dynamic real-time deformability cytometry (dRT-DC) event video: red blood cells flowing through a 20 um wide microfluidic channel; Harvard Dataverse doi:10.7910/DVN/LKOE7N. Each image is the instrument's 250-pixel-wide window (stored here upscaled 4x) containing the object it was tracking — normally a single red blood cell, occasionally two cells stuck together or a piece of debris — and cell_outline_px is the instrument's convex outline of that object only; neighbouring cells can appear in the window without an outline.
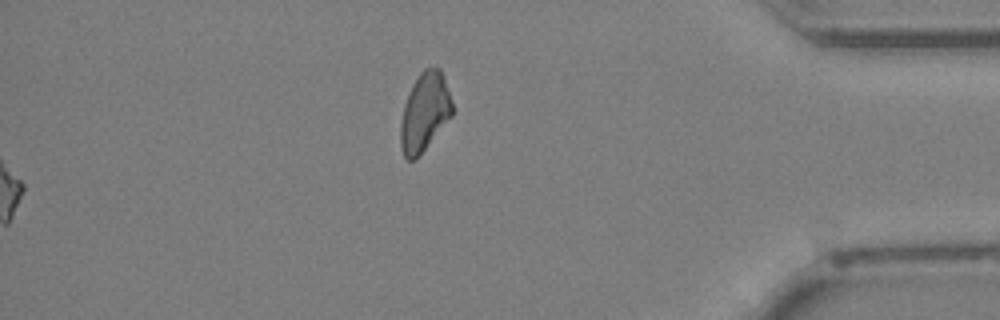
{"species": "Egyptian fruit bat (a non-hibernating species)", "species_latin": "Rousettus aegyptiacus", "temperature_condition": "cold", "stored_images_in_passage": 29, "camera_frame_rate_fps": 3000, "um_per_image_px": 0.085, "animal": {"sex": "female"}, "frame": {"image": 1, "passage_image": 29, "time_ms": 9.333, "image_size_px": [1000, 320], "cell_outline_px": [[452, 116], [416, 160], [408, 160], [404, 156], [400, 148], [400, 124], [404, 104], [412, 84], [420, 72], [424, 68], [440, 68], [444, 76], [452, 104]], "centroid_in_image_um": [36.07, 9.55], "position_along_channel_um": 399.1, "area_um2": 23.7}}